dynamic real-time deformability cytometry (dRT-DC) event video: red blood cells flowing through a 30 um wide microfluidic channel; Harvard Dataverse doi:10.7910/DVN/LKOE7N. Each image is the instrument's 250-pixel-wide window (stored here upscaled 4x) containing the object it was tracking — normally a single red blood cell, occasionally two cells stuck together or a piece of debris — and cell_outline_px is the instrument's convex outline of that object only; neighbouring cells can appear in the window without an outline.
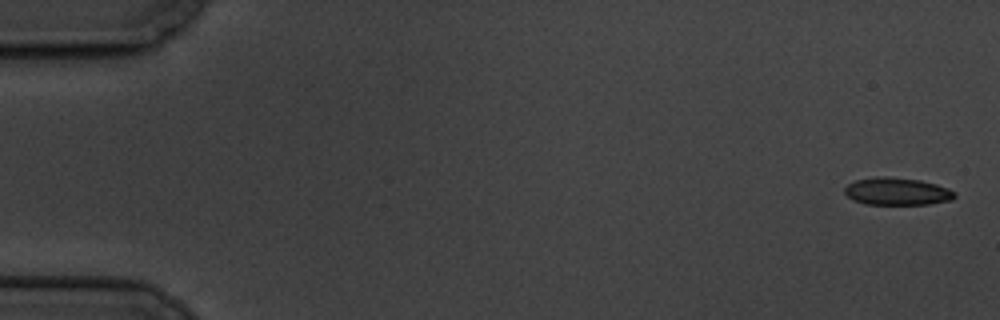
{"species": "common noctule bat (a hibernating species)", "species_latin": "Nyctalus noctula", "temperature_condition": "cold", "stored_images_in_passage": 4, "camera_frame_rate_fps": 3000, "um_per_image_px": 0.085, "animal": {"sex": "male", "body_mass_g": 19.5, "forearm_length_mm": 54.6}, "frame": {"image": 1, "passage_image": 1, "time_ms": 0.0, "image_size_px": [1000, 320], "cell_outline_px": [[956, 196], [952, 200], [928, 204], [864, 204], [852, 200], [844, 192], [844, 188], [848, 184], [856, 180], [876, 176], [888, 176], [920, 180], [936, 184], [948, 188], [956, 192]], "centroid_in_image_um": [76.25, 16.26], "position_along_channel_um": 8.8, "area_um2": 17.74}}